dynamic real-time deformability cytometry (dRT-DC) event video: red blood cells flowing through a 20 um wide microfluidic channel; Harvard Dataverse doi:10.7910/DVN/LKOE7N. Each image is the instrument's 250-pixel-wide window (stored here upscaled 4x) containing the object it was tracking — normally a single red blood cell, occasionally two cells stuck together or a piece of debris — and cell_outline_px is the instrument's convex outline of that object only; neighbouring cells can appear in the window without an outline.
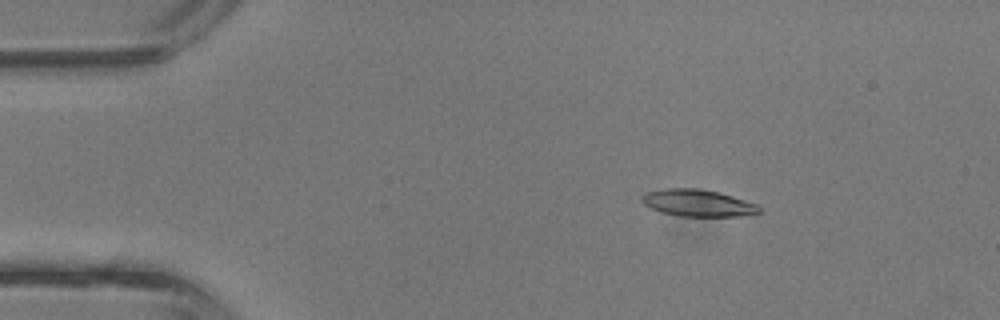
{"species": "common noctule bat (a hibernating species)", "species_latin": "Nyctalus noctula", "temperature_condition": "room temperature", "stored_images_in_passage": 4, "camera_frame_rate_fps": 3000, "um_per_image_px": 0.085, "animal": {"sex": "male", "body_mass_g": 13.3}, "frame": {"image": 1, "passage_image": 2, "time_ms": 0.333, "image_size_px": [1000, 320], "cell_outline_px": [[760, 212], [736, 216], [680, 216], [664, 212], [652, 208], [644, 204], [640, 200], [640, 196], [644, 192], [664, 188], [696, 188], [720, 192], [760, 204]], "centroid_in_image_um": [59.31, 17.23], "position_along_channel_um": 25.7, "area_um2": 18.5}}
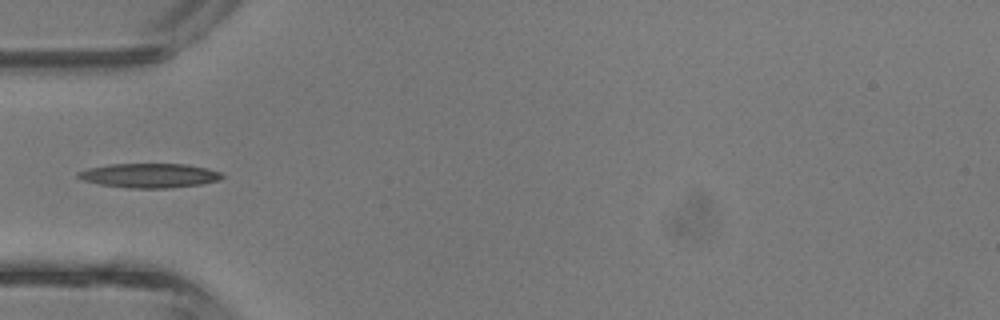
{"frame": {"image": 2, "passage_image": 4, "time_ms": 1.0, "image_size_px": [1000, 320], "cell_outline_px": [[224, 176], [216, 180], [200, 184], [168, 188], [128, 188], [96, 184], [84, 180], [76, 176], [76, 172], [88, 168], [108, 164], [188, 164], [208, 168], [220, 172]], "centroid_in_image_um": [12.65, 14.91], "position_along_channel_um": 72.4, "area_um2": 20.46}}